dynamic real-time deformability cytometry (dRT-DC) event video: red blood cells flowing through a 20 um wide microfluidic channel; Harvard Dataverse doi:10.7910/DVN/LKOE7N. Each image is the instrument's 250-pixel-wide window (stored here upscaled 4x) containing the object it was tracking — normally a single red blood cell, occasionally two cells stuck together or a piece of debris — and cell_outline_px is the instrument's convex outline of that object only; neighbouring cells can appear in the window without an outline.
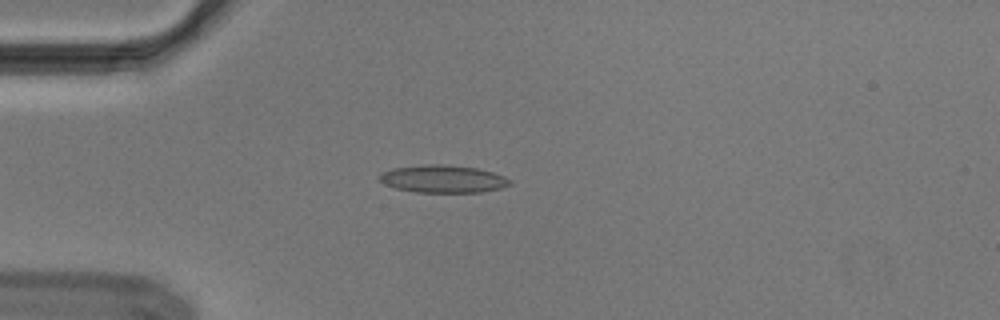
{"species": "Egyptian fruit bat (a non-hibernating species)", "species_latin": "Rousettus aegyptiacus", "temperature_condition": "cold", "stored_images_in_passage": 41, "camera_frame_rate_fps": 3000, "um_per_image_px": 0.085, "animal": {"sex": "male"}, "frame": {"image": 1, "passage_image": 1, "time_ms": 0.0, "image_size_px": [1000, 320], "cell_outline_px": [[512, 184], [500, 188], [480, 192], [416, 192], [396, 188], [384, 184], [376, 176], [380, 172], [392, 168], [424, 164], [440, 164], [476, 168], [492, 172], [504, 176], [512, 180]], "centroid_in_image_um": [37.62, 15.2], "position_along_channel_um": 47.4, "area_um2": 21.04}}
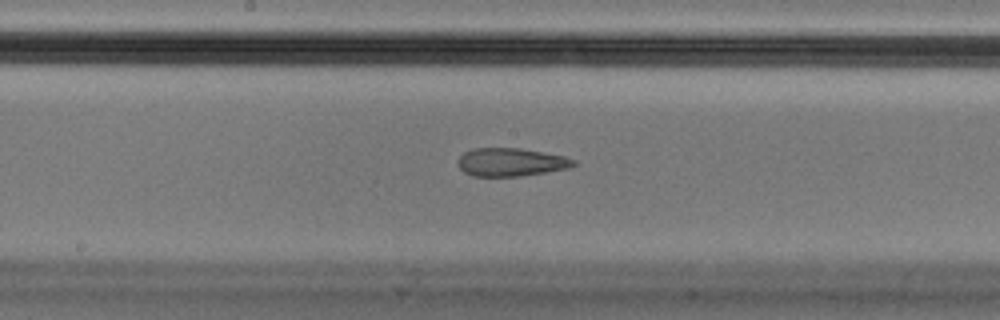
{"frame": {"image": 2, "passage_image": 15, "time_ms": 4.667, "image_size_px": [1000, 320], "cell_outline_px": [[576, 164], [572, 168], [520, 176], [472, 176], [464, 172], [456, 164], [460, 156], [464, 152], [472, 148], [520, 148], [564, 156], [576, 160]], "centroid_in_image_um": [43.43, 13.78], "position_along_channel_um": 204.8, "area_um2": 19.13}}
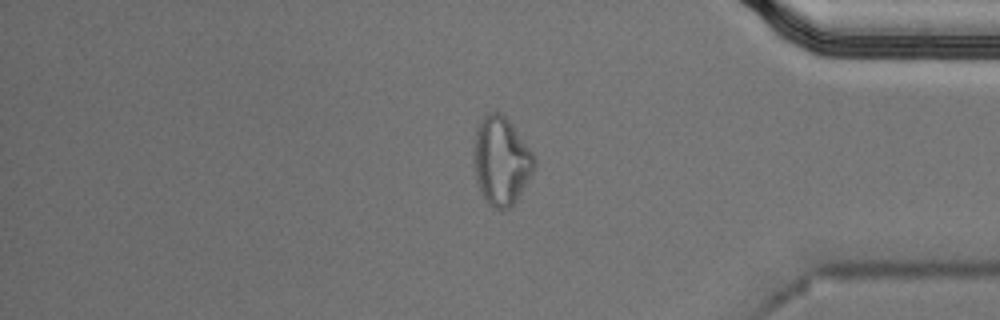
{"frame": {"image": 3, "passage_image": 32, "time_ms": 10.333, "image_size_px": [1000, 320], "cell_outline_px": [[536, 164], [532, 172], [516, 200], [508, 208], [492, 208], [484, 200], [476, 184], [472, 156], [472, 144], [476, 124], [488, 112], [500, 112], [508, 120], [532, 152], [536, 160]], "centroid_in_image_um": [42.52, 13.66], "position_along_channel_um": 392.7, "area_um2": 31.39}, "authors_computed_cell_mechanics": {"area_um2": 20.8658, "velocity_mm_per_s": 3.6925, "shape_relaxation_time_tau1_ms": null, "shape_relaxation_time_tau2_ms": 2.3354, "deformation_change_tau1": null, "deformation_change_tau2": 0.1075}}